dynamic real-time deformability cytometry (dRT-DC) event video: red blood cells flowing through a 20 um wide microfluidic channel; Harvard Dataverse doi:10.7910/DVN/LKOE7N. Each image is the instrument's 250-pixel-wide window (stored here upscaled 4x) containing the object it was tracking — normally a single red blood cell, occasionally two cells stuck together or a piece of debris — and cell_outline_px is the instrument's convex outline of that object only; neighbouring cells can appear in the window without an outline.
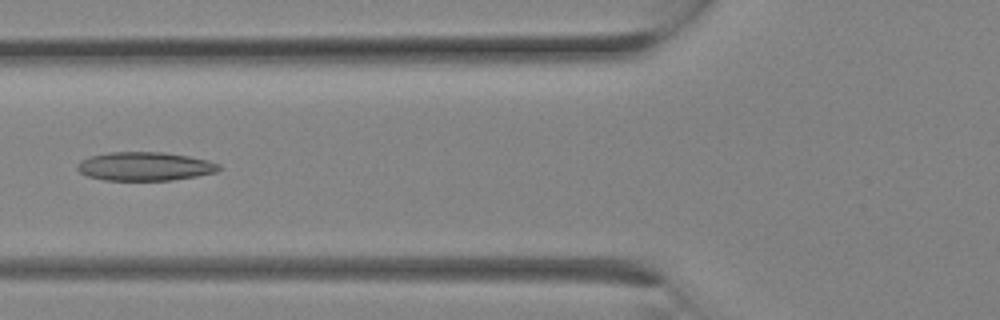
{"species": "Egyptian fruit bat (a non-hibernating species)", "species_latin": "Rousettus aegyptiacus", "temperature_condition": "room temperature", "stored_images_in_passage": 11, "camera_frame_rate_fps": 3000, "um_per_image_px": 0.085, "animal": {"sex": "female"}, "frame": {"image": 1, "passage_image": 10, "time_ms": 3.0, "image_size_px": [1000, 320], "cell_outline_px": [[220, 168], [216, 172], [196, 176], [172, 180], [104, 180], [88, 176], [80, 172], [76, 168], [76, 164], [80, 160], [88, 156], [108, 152], [160, 152], [188, 156], [208, 160], [220, 164]], "centroid_in_image_um": [12.27, 14.13], "position_along_channel_um": 113.5, "area_um2": 23.7}}